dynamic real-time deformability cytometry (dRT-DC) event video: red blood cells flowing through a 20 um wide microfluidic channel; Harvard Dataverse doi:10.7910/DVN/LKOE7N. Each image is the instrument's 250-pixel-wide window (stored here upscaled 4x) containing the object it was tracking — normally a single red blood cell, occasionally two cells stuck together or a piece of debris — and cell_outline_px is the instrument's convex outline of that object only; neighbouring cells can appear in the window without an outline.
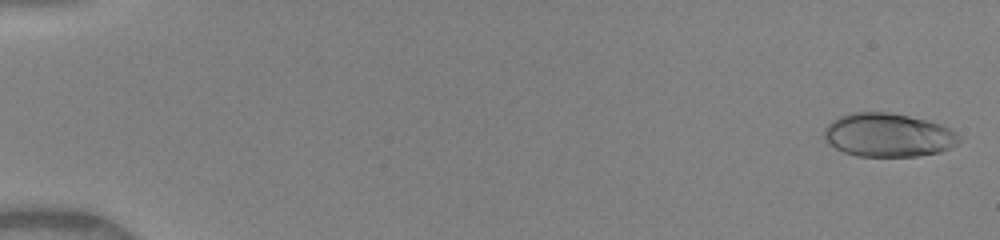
{"species": "human", "species_latin": "Homo sapiens", "temperature_condition": "warm", "stored_images_in_passage": 49, "camera_frame_rate_fps": 3000, "um_per_image_px": 0.085, "donor": {"sex": "female"}, "frame": {"image": 1, "passage_image": 1, "time_ms": 0.0, "image_size_px": [1000, 240], "cell_outline_px": [[960, 144], [952, 148], [940, 152], [916, 156], [856, 156], [844, 152], [828, 144], [824, 140], [824, 128], [832, 120], [840, 116], [852, 112], [888, 112], [928, 120], [940, 124], [956, 132], [960, 136]], "centroid_in_image_um": [75.5, 11.48], "position_along_channel_um": 9.5, "area_um2": 34.56}}
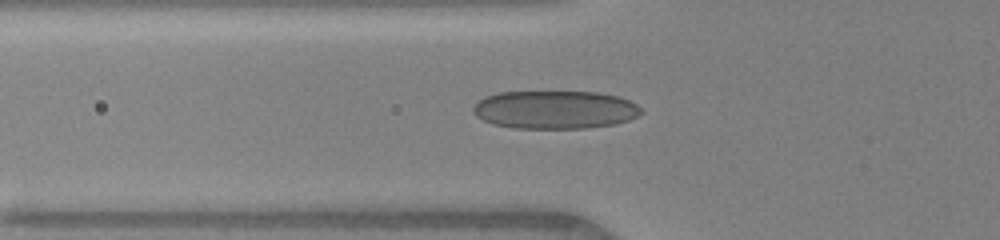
{"frame": {"image": 2, "passage_image": 18, "time_ms": 5.667, "image_size_px": [1000, 240], "cell_outline_px": [[644, 112], [628, 120], [616, 124], [584, 128], [516, 128], [496, 124], [484, 120], [476, 116], [472, 112], [472, 108], [480, 100], [488, 96], [500, 92], [596, 92], [616, 96], [628, 100], [636, 104]], "centroid_in_image_um": [47.18, 9.32], "position_along_channel_um": 78.6, "area_um2": 37.05}}
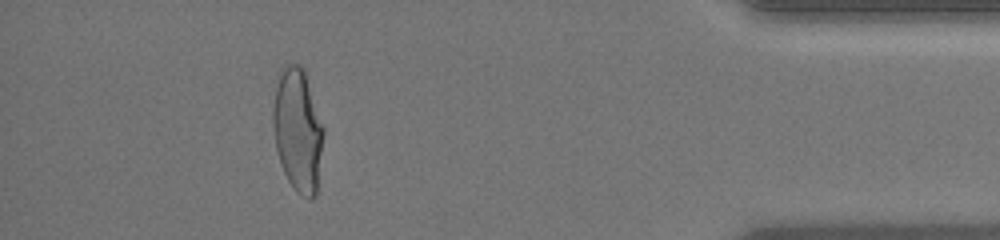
{"frame": {"image": 3, "passage_image": 45, "time_ms": 14.667, "image_size_px": [1000, 240], "cell_outline_px": [[324, 136], [316, 196], [312, 200], [308, 200], [300, 196], [296, 192], [288, 180], [280, 164], [276, 148], [272, 124], [272, 112], [276, 88], [280, 68], [284, 64], [300, 64], [304, 68], [324, 128]], "centroid_in_image_um": [25.31, 11.08], "position_along_channel_um": 409.9, "area_um2": 36.76}, "authors_computed_cell_mechanics": {"area_um2": 34.5066, "velocity_mm_per_s": 4.1371, "shape_relaxation_time_tau1_ms": 5.0267, "shape_relaxation_time_tau2_ms": null, "deformation_change_tau1": 0.2153, "deformation_change_tau2": null}}